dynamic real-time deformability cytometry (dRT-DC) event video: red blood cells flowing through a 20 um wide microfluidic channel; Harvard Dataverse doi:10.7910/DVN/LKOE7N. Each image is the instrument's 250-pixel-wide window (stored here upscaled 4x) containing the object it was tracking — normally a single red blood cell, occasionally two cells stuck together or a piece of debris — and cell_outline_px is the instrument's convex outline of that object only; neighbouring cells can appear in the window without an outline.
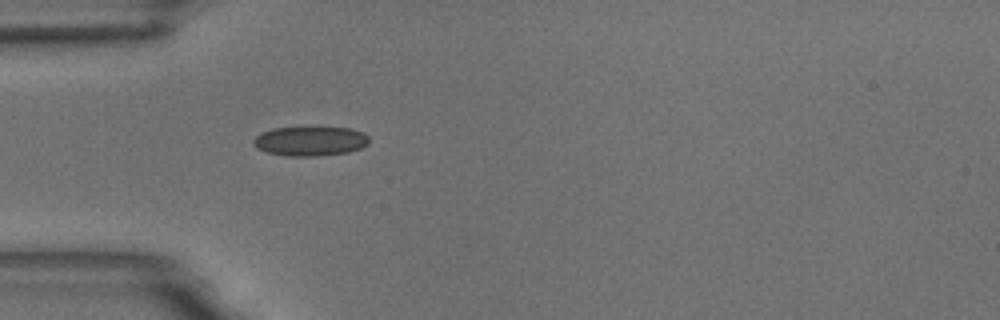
{"species": "common noctule bat (a hibernating species)", "species_latin": "Nyctalus noctula", "temperature_condition": "room temperature", "stored_images_in_passage": 40, "camera_frame_rate_fps": 3000, "um_per_image_px": 0.085, "animal": {"sex": "male", "body_mass_g": 18.8}, "frame": {"image": 1, "passage_image": 1, "time_ms": 0.0, "image_size_px": [1000, 320], "cell_outline_px": [[368, 144], [360, 148], [348, 152], [316, 156], [284, 156], [268, 152], [256, 148], [252, 144], [252, 140], [256, 136], [272, 128], [352, 128], [364, 132], [368, 136]], "centroid_in_image_um": [26.36, 12.0], "position_along_channel_um": 58.6, "area_um2": 19.77}}
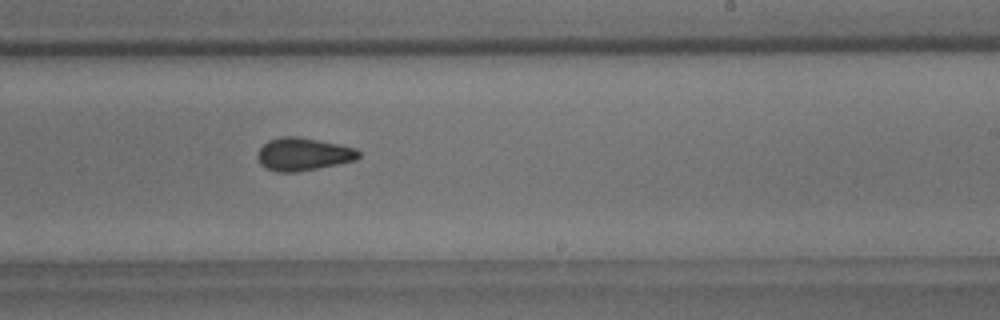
{"frame": {"image": 2, "passage_image": 18, "time_ms": 5.667, "image_size_px": [1000, 320], "cell_outline_px": [[360, 156], [356, 160], [296, 172], [276, 172], [260, 164], [256, 156], [260, 148], [268, 140], [280, 136], [300, 136], [340, 144], [356, 148], [360, 152]], "centroid_in_image_um": [25.77, 13.08], "position_along_channel_um": 263.2, "area_um2": 19.42}, "authors_computed_cell_mechanics": {"area_um2": 19.1029, "velocity_mm_per_s": 3.6612, "shape_relaxation_time_tau1_ms": 5.3814, "shape_relaxation_time_tau2_ms": 2.0513, "deformation_change_tau1": 0.1073, "deformation_change_tau2": 0.0696}}